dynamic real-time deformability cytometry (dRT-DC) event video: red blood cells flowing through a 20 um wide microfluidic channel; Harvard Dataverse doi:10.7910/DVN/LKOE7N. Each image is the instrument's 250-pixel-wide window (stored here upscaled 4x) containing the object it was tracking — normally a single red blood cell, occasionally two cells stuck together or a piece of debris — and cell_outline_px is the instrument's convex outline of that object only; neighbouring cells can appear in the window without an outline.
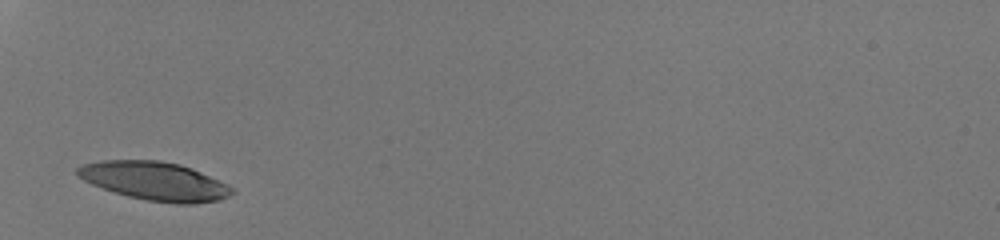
{"species": "human", "species_latin": "Homo sapiens", "temperature_condition": "room temperature", "stored_images_in_passage": 25, "camera_frame_rate_fps": 3000, "um_per_image_px": 0.085, "donor": {"sex": "male"}, "frame": {"image": 1, "passage_image": 1, "time_ms": 0.0, "image_size_px": [1000, 240], "cell_outline_px": [[236, 192], [228, 196], [216, 200], [196, 204], [176, 204], [148, 200], [128, 196], [92, 184], [76, 176], [76, 168], [84, 164], [100, 160], [160, 160], [180, 164], [192, 168], [228, 184]], "centroid_in_image_um": [13.16, 15.38], "position_along_channel_um": 71.8, "area_um2": 34.62}}
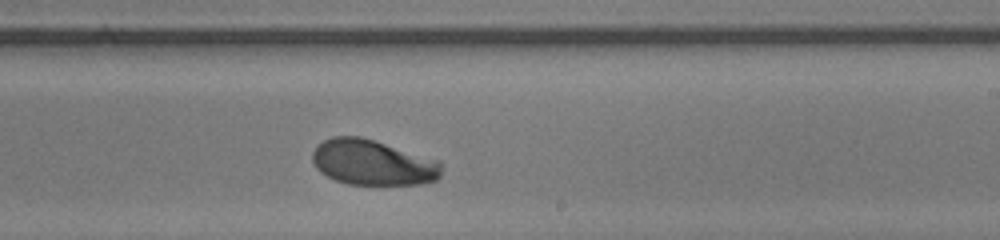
{"frame": {"image": 2, "passage_image": 15, "time_ms": 4.667, "image_size_px": [1000, 240], "cell_outline_px": [[440, 176], [436, 180], [420, 184], [348, 184], [336, 180], [320, 172], [316, 168], [312, 160], [312, 152], [316, 144], [332, 136], [360, 136], [376, 140], [440, 160]], "centroid_in_image_um": [31.66, 13.79], "position_along_channel_um": 257.3, "area_um2": 34.39}}
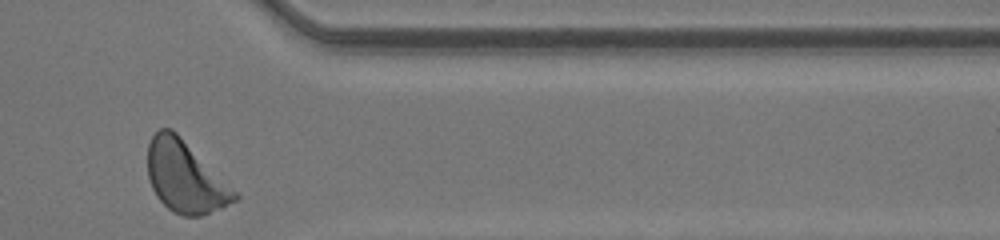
{"frame": {"image": 3, "passage_image": 25, "time_ms": 8.0, "image_size_px": [1000, 240], "cell_outline_px": [[240, 196], [236, 200], [220, 208], [200, 216], [184, 216], [172, 212], [156, 196], [148, 180], [148, 144], [152, 136], [160, 128], [172, 128]], "centroid_in_image_um": [15.7, 15.04], "position_along_channel_um": 395.7, "area_um2": 35.55}, "authors_computed_cell_mechanics": {"area_um2": 34.7378, "velocity_mm_per_s": 4.2488, "shape_relaxation_time_tau1_ms": 2.3916, "shape_relaxation_time_tau2_ms": null, "deformation_change_tau1": 0.1532, "deformation_change_tau2": null}}